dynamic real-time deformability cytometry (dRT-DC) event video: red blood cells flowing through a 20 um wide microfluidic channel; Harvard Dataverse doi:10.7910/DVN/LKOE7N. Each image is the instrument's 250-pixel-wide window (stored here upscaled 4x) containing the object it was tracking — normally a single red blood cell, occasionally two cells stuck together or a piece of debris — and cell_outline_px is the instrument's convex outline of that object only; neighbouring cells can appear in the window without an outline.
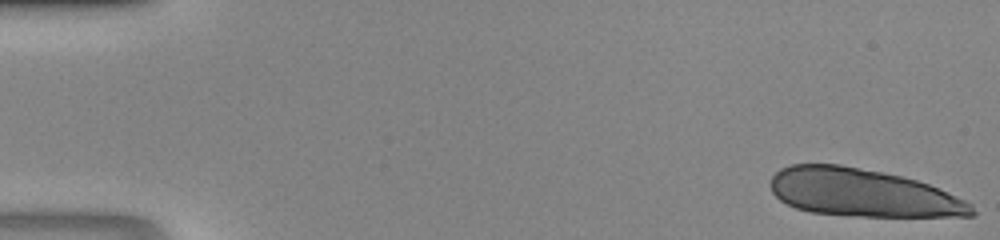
{"species": "human", "species_latin": "Homo sapiens", "temperature_condition": "room temperature", "stored_images_in_passage": 15, "camera_frame_rate_fps": 3000, "um_per_image_px": 0.085, "donor": {"sex": "male"}, "frame": {"image": 1, "passage_image": 1, "time_ms": 0.0, "image_size_px": [1000, 240], "cell_outline_px": [[976, 212], [972, 216], [860, 216], [812, 212], [796, 208], [780, 200], [772, 192], [772, 176], [780, 168], [792, 164], [840, 164], [900, 176], [916, 180], [928, 184], [964, 200], [972, 204]], "centroid_in_image_um": [73.3, 16.39], "position_along_channel_um": 11.7, "area_um2": 55.49}}